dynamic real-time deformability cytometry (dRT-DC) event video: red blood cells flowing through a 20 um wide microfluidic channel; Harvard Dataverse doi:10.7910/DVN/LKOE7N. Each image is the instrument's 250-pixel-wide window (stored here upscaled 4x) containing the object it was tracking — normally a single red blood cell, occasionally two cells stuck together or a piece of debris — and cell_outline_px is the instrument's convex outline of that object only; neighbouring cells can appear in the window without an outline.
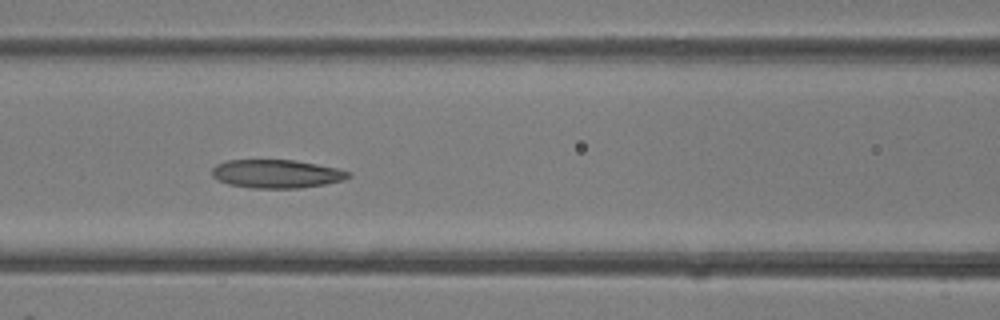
{"species": "common noctule bat (a hibernating species)", "species_latin": "Nyctalus noctula", "temperature_condition": "room temperature", "stored_images_in_passage": 24, "camera_frame_rate_fps": 3000, "um_per_image_px": 0.085, "animal": {"sex": "female"}, "frame": {"image": 1, "passage_image": 7, "time_ms": 2.0, "image_size_px": [1000, 320], "cell_outline_px": [[352, 176], [344, 180], [324, 184], [300, 188], [252, 188], [228, 184], [212, 176], [212, 168], [216, 164], [224, 160], [296, 160], [336, 168], [352, 172]], "centroid_in_image_um": [23.51, 14.77], "position_along_channel_um": 143.1, "area_um2": 22.66}}
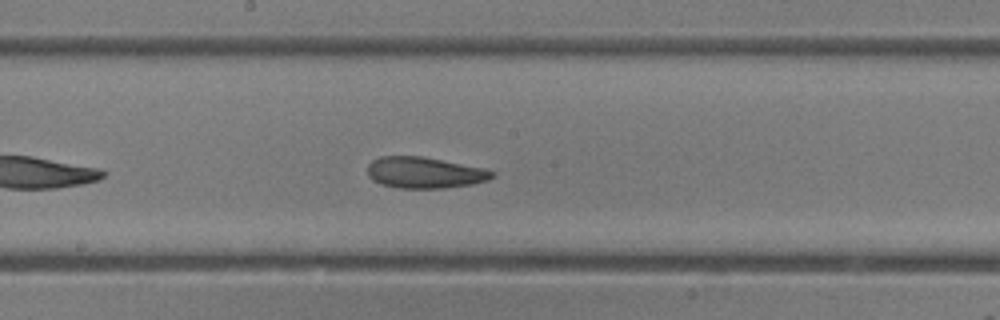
{"frame": {"image": 2, "passage_image": 11, "time_ms": 3.333, "image_size_px": [1000, 320], "cell_outline_px": [[496, 176], [488, 180], [472, 184], [444, 188], [400, 188], [380, 184], [372, 180], [368, 176], [368, 164], [372, 160], [380, 156], [420, 156], [484, 168], [496, 172]], "centroid_in_image_um": [36.09, 14.68], "position_along_channel_um": 212.1, "area_um2": 22.72}}
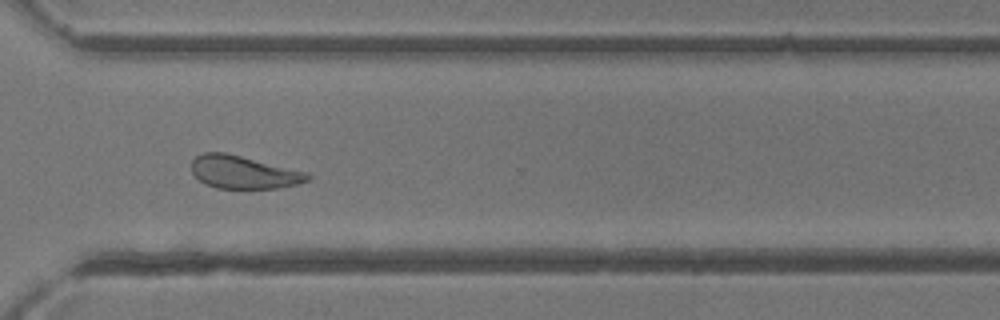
{"frame": {"image": 3, "passage_image": 19, "time_ms": 6.0, "image_size_px": [1000, 320], "cell_outline_px": [[312, 180], [280, 188], [216, 188], [204, 184], [192, 172], [192, 160], [196, 156], [204, 152], [224, 152], [308, 172], [312, 176]], "centroid_in_image_um": [20.73, 14.64], "position_along_channel_um": 349.9, "area_um2": 22.25}}